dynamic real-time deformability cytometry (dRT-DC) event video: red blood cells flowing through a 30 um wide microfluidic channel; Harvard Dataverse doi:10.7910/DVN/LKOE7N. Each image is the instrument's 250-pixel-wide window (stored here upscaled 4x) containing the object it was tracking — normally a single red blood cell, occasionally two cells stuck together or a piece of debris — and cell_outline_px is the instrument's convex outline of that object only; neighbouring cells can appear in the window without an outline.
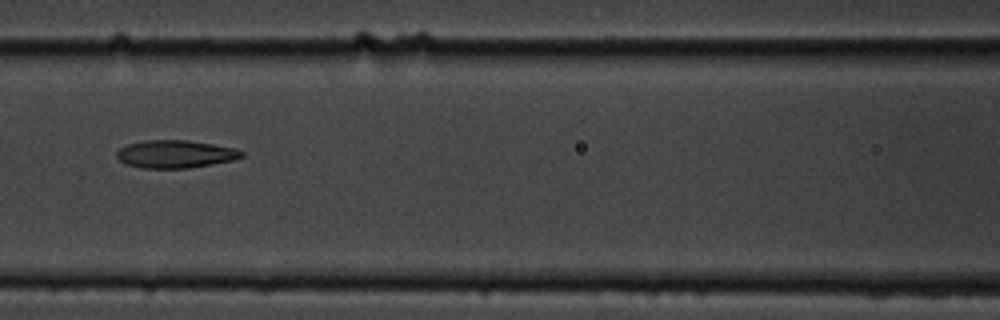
{"species": "common noctule bat (a hibernating species)", "species_latin": "Nyctalus noctula", "temperature_condition": "cold", "stored_images_in_passage": 11, "camera_frame_rate_fps": 3000, "um_per_image_px": 0.085, "animal": {"sex": "male", "body_mass_g": 19.5, "forearm_length_mm": 54.6}, "frame": {"image": 1, "passage_image": 7, "time_ms": 7.667, "image_size_px": [1000, 320], "cell_outline_px": [[244, 156], [236, 160], [188, 168], [144, 168], [124, 164], [116, 156], [116, 152], [120, 148], [128, 144], [148, 140], [188, 140], [236, 148], [244, 152]], "centroid_in_image_um": [14.93, 13.1], "position_along_channel_um": 151.7, "area_um2": 20.29}}
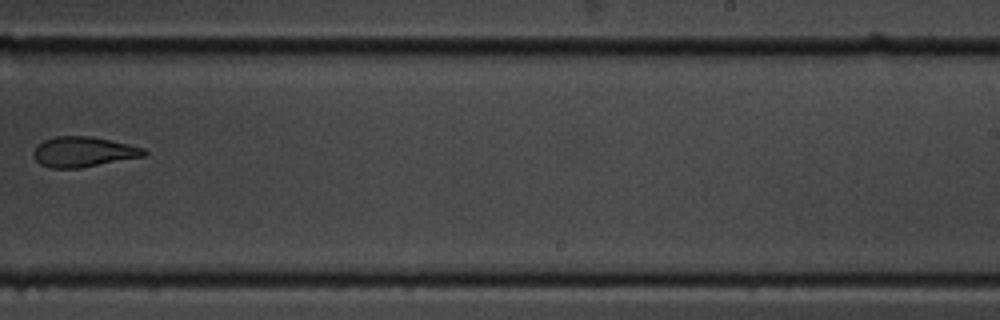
{"frame": {"image": 2, "passage_image": 10, "time_ms": 11.333, "image_size_px": [1000, 320], "cell_outline_px": [[148, 152], [144, 156], [80, 168], [48, 168], [40, 164], [32, 156], [32, 152], [44, 140], [56, 136], [92, 136], [128, 144], [144, 148]], "centroid_in_image_um": [7.07, 12.91], "position_along_channel_um": 281.9, "area_um2": 19.42}}
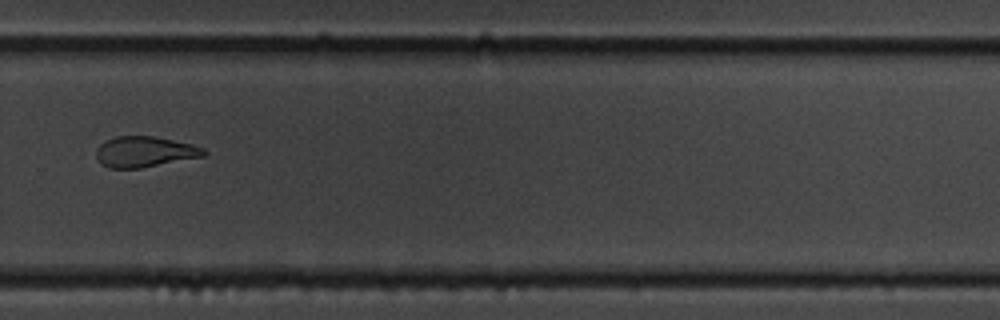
{"frame": {"image": 3, "passage_image": 11, "time_ms": 12.333, "image_size_px": [1000, 320], "cell_outline_px": [[208, 152], [204, 156], [140, 168], [108, 168], [100, 164], [96, 156], [96, 148], [104, 140], [116, 136], [156, 136], [192, 144], [204, 148]], "centroid_in_image_um": [12.27, 12.89], "position_along_channel_um": 317.5, "area_um2": 19.42}}